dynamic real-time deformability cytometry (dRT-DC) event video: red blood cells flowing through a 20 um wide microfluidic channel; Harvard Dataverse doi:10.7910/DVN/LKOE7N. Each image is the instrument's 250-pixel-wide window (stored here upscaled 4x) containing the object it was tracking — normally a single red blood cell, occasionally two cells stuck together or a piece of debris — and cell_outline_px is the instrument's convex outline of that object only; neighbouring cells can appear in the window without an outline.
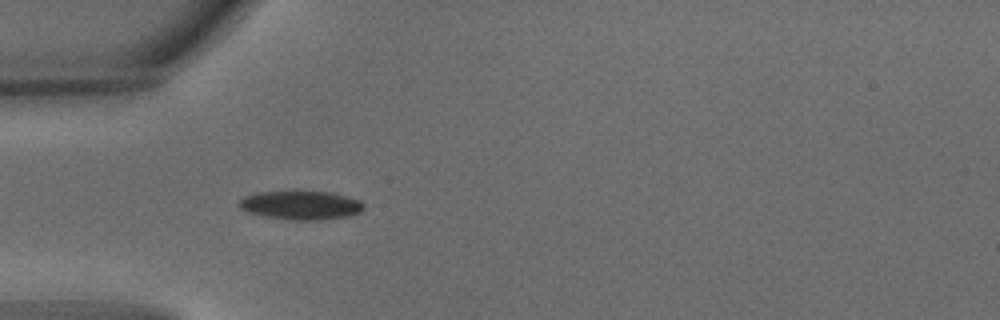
{"species": "common noctule bat (a hibernating species)", "species_latin": "Nyctalus noctula", "temperature_condition": "warm", "stored_images_in_passage": 4, "camera_frame_rate_fps": 3000, "um_per_image_px": 0.085, "animal": {"sex": "male", "body_mass_g": 15.6}, "frame": {"image": 1, "passage_image": 4, "time_ms": 1.0, "image_size_px": [1000, 320], "cell_outline_px": [[364, 208], [360, 212], [348, 216], [316, 220], [292, 220], [264, 216], [248, 212], [240, 208], [236, 204], [244, 196], [256, 192], [332, 192], [348, 196], [360, 200], [364, 204]], "centroid_in_image_um": [25.57, 17.44], "position_along_channel_um": 59.4, "area_um2": 20.87}}